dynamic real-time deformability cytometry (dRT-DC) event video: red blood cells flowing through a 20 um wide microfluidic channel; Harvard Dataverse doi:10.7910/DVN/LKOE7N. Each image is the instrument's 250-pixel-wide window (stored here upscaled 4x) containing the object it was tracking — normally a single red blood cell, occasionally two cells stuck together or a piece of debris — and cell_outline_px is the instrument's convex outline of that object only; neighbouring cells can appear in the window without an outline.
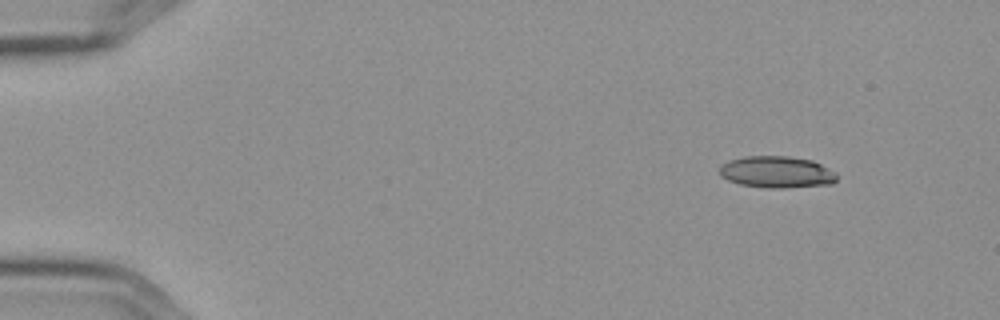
{"species": "Egyptian fruit bat (a non-hibernating species)", "species_latin": "Rousettus aegyptiacus", "temperature_condition": "cold", "stored_images_in_passage": 6, "camera_frame_rate_fps": 3000, "um_per_image_px": 0.085, "frame": {"image": 1, "passage_image": 1, "time_ms": 0.0, "image_size_px": [1000, 320], "cell_outline_px": [[836, 180], [832, 184], [784, 188], [768, 188], [740, 184], [728, 180], [720, 176], [720, 164], [728, 160], [744, 156], [788, 156], [812, 160], [836, 172]], "centroid_in_image_um": [66.0, 14.62], "position_along_channel_um": 19.0, "area_um2": 21.79}}
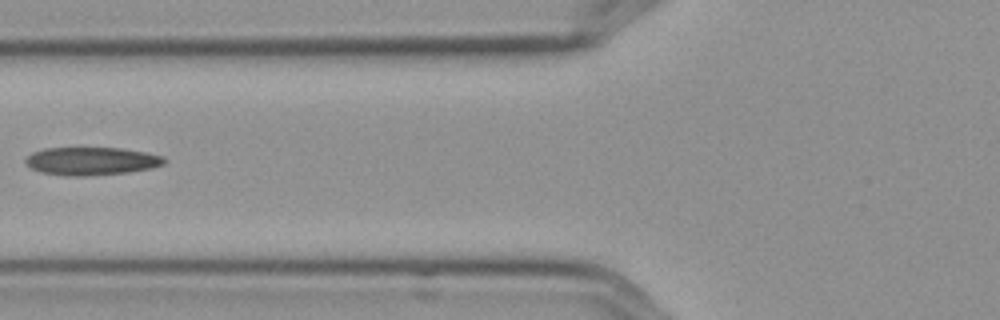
{"frame": {"image": 2, "passage_image": 5, "time_ms": 1.333, "image_size_px": [1000, 320], "cell_outline_px": [[168, 160], [164, 164], [152, 168], [128, 172], [80, 176], [72, 176], [40, 172], [32, 168], [24, 160], [32, 152], [44, 148], [120, 148], [148, 152], [164, 156]], "centroid_in_image_um": [7.83, 13.68], "position_along_channel_um": 118.0, "area_um2": 22.6}}
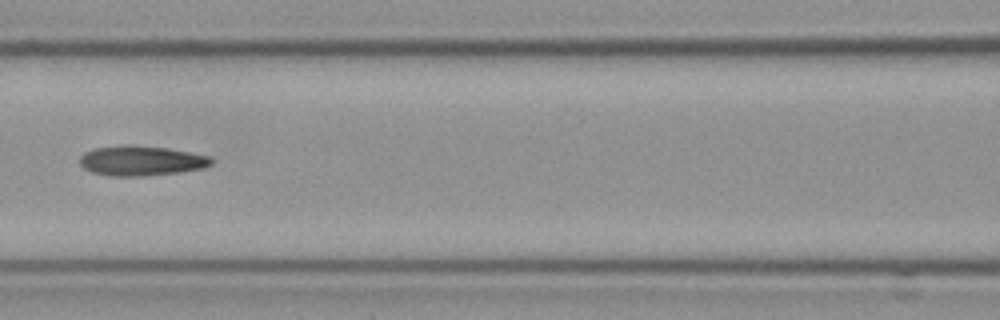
{"frame": {"image": 3, "passage_image": 6, "time_ms": 1.667, "image_size_px": [1000, 320], "cell_outline_px": [[216, 160], [212, 164], [204, 168], [180, 172], [144, 176], [112, 176], [92, 172], [84, 168], [80, 164], [80, 156], [84, 152], [96, 148], [124, 144], [132, 144], [168, 148], [212, 156]], "centroid_in_image_um": [12.05, 13.65], "position_along_channel_um": 154.5, "area_um2": 23.29}}